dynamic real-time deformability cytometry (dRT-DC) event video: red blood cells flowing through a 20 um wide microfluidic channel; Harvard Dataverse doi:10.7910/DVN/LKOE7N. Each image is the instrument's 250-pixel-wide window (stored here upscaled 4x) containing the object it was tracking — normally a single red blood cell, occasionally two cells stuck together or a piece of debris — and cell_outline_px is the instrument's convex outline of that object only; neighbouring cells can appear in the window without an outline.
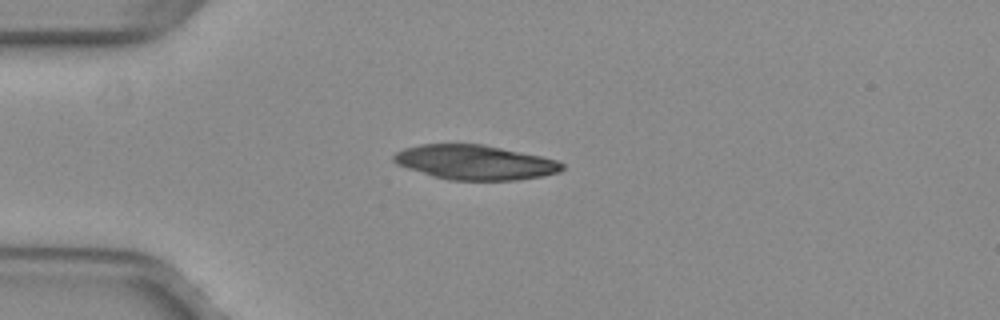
{"species": "common noctule bat (a hibernating species)", "species_latin": "Nyctalus noctula", "temperature_condition": "warm", "stored_images_in_passage": 39, "camera_frame_rate_fps": 3000, "um_per_image_px": 0.085, "animal": {"sex": "female", "body_mass_g": 29.2, "forearm_length_mm": 56.3}, "frame": {"image": 1, "passage_image": 1, "time_ms": 0.0, "image_size_px": [1000, 320], "cell_outline_px": [[564, 168], [560, 172], [544, 176], [516, 180], [448, 180], [432, 176], [396, 164], [392, 160], [392, 156], [396, 152], [404, 148], [420, 144], [484, 144], [540, 156], [556, 160], [564, 164]], "centroid_in_image_um": [40.36, 13.8], "position_along_channel_um": 44.6, "area_um2": 34.04}}